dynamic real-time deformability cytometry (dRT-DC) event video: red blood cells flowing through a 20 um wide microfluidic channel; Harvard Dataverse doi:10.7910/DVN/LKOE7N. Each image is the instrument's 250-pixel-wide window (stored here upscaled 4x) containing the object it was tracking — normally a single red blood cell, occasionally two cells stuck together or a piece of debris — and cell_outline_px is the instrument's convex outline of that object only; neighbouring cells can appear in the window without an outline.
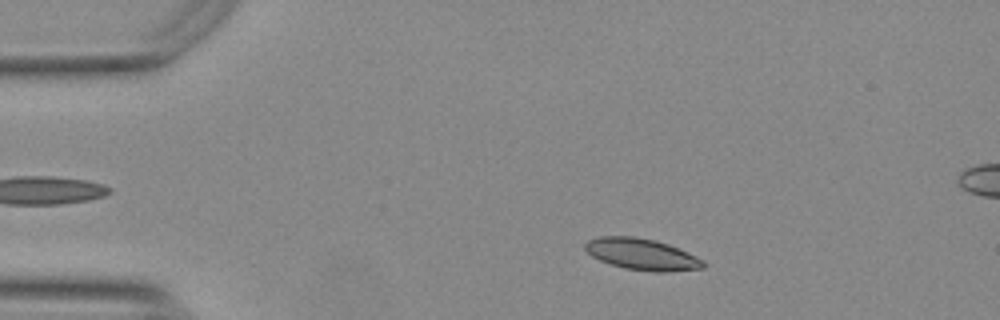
{"species": "Egyptian fruit bat (a non-hibernating species)", "species_latin": "Rousettus aegyptiacus", "temperature_condition": "warm", "stored_images_in_passage": 41, "camera_frame_rate_fps": 3000, "um_per_image_px": 0.085, "animal": {"sex": "female"}, "frame": {"image": 1, "passage_image": 8, "time_ms": 2.333, "image_size_px": [1000, 320], "cell_outline_px": [[704, 268], [668, 272], [652, 272], [624, 268], [600, 260], [592, 256], [584, 248], [584, 244], [588, 240], [600, 236], [632, 236], [652, 240], [668, 244], [696, 256], [704, 260]], "centroid_in_image_um": [54.55, 21.62], "position_along_channel_um": 30.4, "area_um2": 21.5}}
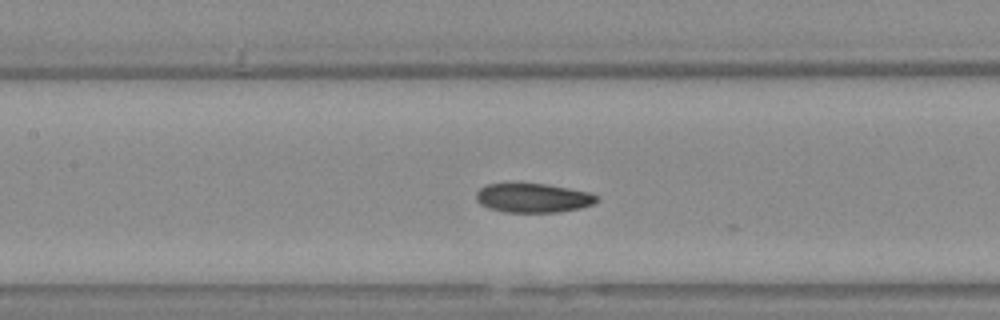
{"frame": {"image": 2, "passage_image": 23, "time_ms": 7.333, "image_size_px": [1000, 320], "cell_outline_px": [[596, 200], [592, 204], [580, 208], [560, 212], [504, 212], [488, 208], [480, 204], [476, 200], [476, 192], [480, 188], [488, 184], [548, 184], [592, 192], [596, 196]], "centroid_in_image_um": [45.3, 16.83], "position_along_channel_um": 162.1, "area_um2": 20.46}}
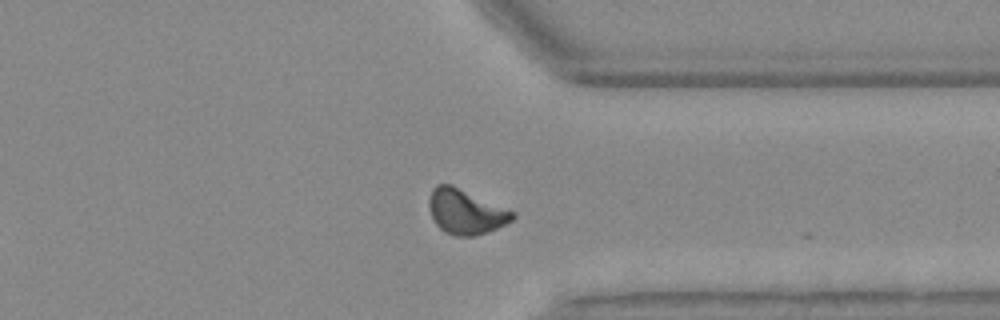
{"frame": {"image": 3, "passage_image": 40, "time_ms": 13.0, "image_size_px": [1000, 320], "cell_outline_px": [[516, 216], [512, 220], [488, 232], [472, 236], [456, 236], [444, 232], [436, 224], [428, 208], [428, 200], [432, 188], [436, 184], [452, 184], [516, 212]], "centroid_in_image_um": [39.57, 17.98], "position_along_channel_um": 371.8, "area_um2": 21.96}}